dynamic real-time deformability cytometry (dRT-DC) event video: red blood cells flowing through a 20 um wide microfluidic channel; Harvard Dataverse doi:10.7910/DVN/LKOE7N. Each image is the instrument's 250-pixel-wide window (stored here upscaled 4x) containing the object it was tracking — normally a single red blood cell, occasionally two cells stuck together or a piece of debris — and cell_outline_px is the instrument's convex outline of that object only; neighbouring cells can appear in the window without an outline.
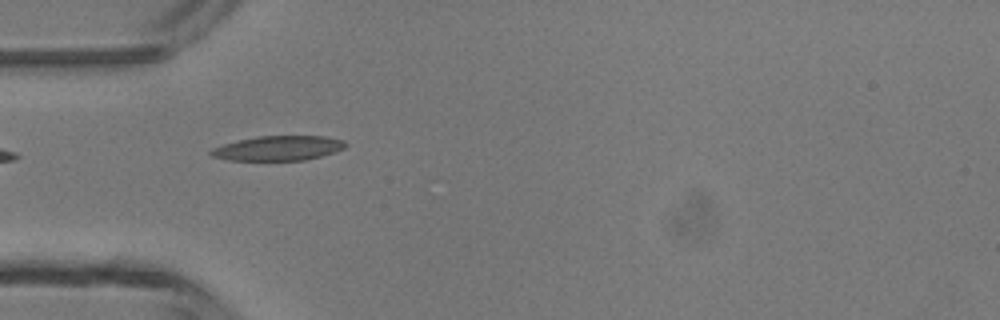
{"species": "common noctule bat (a hibernating species)", "species_latin": "Nyctalus noctula", "temperature_condition": "room temperature", "stored_images_in_passage": 2, "camera_frame_rate_fps": 3000, "um_per_image_px": 0.085, "animal": {"sex": "male", "body_mass_g": 13.3}, "frame": {"image": 1, "passage_image": 1, "time_ms": 0.0, "image_size_px": [1000, 320], "cell_outline_px": [[348, 144], [344, 148], [320, 156], [304, 160], [228, 160], [212, 156], [208, 152], [212, 148], [224, 144], [256, 136], [324, 136], [344, 140]], "centroid_in_image_um": [23.64, 12.59], "position_along_channel_um": 61.4, "area_um2": 19.19}}
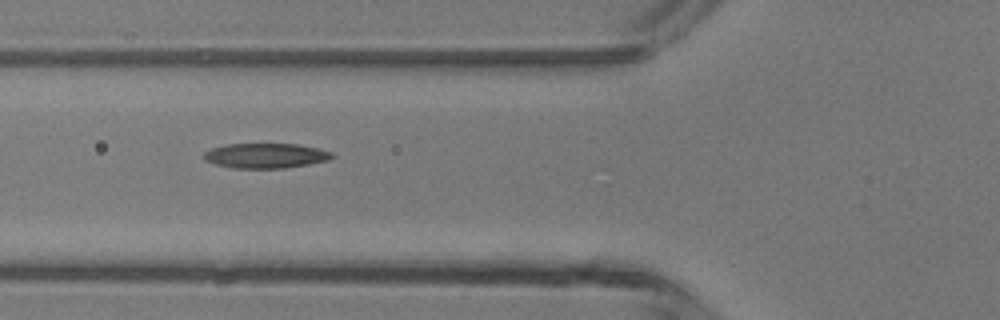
{"frame": {"image": 2, "passage_image": 2, "time_ms": 1.0, "image_size_px": [1000, 320], "cell_outline_px": [[332, 156], [328, 160], [308, 164], [284, 168], [236, 168], [216, 164], [204, 160], [204, 152], [212, 148], [228, 144], [296, 144], [320, 148], [332, 152]], "centroid_in_image_um": [22.58, 13.23], "position_along_channel_um": 103.2, "area_um2": 18.44}}